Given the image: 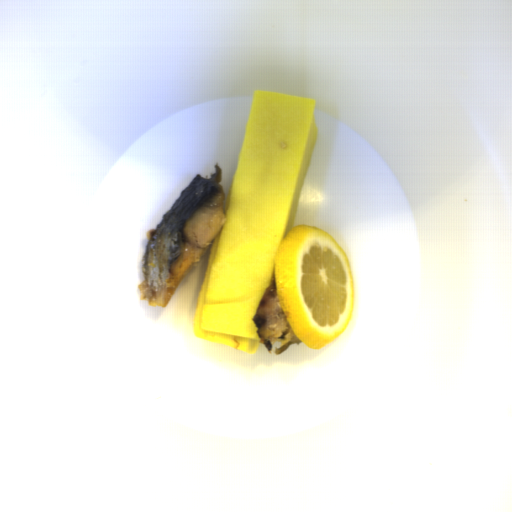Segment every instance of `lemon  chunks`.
<instances>
[{
    "label": "lemon chunks",
    "instance_id": "lemon-chunks-1",
    "mask_svg": "<svg viewBox=\"0 0 512 512\" xmlns=\"http://www.w3.org/2000/svg\"><path fill=\"white\" fill-rule=\"evenodd\" d=\"M276 296L293 332L308 348L340 337L353 315L350 264L332 236L316 226L292 228L278 247Z\"/></svg>",
    "mask_w": 512,
    "mask_h": 512
}]
</instances>
